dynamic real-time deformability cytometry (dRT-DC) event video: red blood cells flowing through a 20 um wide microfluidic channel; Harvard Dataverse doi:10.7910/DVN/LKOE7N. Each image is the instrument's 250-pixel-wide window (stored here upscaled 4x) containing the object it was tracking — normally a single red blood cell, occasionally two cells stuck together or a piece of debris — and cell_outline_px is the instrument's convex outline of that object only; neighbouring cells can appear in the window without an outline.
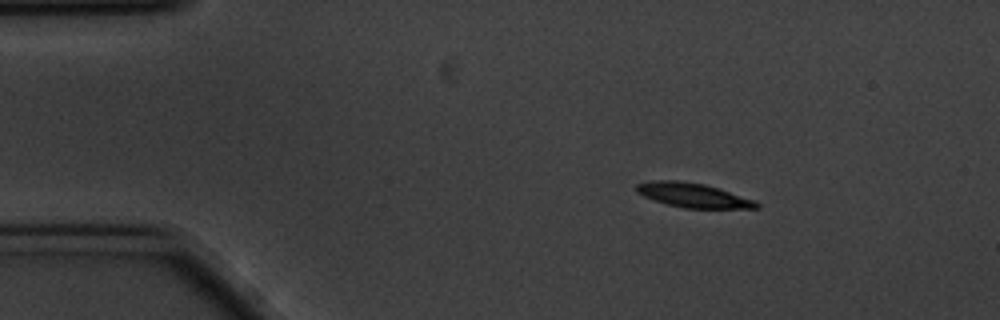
{"species": "common noctule bat (a hibernating species)", "species_latin": "Nyctalus noctula", "temperature_condition": "cold", "stored_images_in_passage": 9, "camera_frame_rate_fps": 3000, "um_per_image_px": 0.085, "animal": {"sex": "male", "body_mass_g": 20.1, "forearm_length_mm": 53.5}, "frame": {"image": 1, "passage_image": 1, "time_ms": 0.0, "image_size_px": [1000, 320], "cell_outline_px": [[760, 208], [684, 208], [668, 204], [644, 196], [636, 192], [636, 184], [652, 180], [680, 180], [704, 184], [756, 200], [760, 204]], "centroid_in_image_um": [58.92, 16.59], "position_along_channel_um": 26.1, "area_um2": 16.94}}